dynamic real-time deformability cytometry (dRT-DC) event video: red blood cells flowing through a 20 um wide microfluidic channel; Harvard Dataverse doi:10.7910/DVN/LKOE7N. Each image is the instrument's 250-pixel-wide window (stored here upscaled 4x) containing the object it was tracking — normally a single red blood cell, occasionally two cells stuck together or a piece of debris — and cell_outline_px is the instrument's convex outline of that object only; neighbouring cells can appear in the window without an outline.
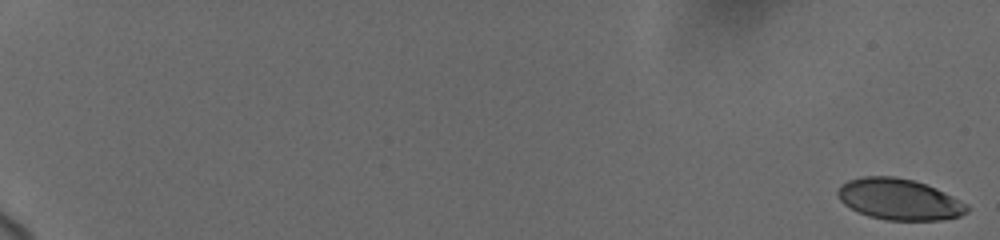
{"species": "human", "species_latin": "Homo sapiens", "temperature_condition": "cold", "stored_images_in_passage": 32, "camera_frame_rate_fps": 3000, "um_per_image_px": 0.085, "donor": {"sex": "female"}, "frame": {"image": 1, "passage_image": 1, "time_ms": 0.0, "image_size_px": [1000, 240], "cell_outline_px": [[968, 212], [960, 216], [940, 220], [884, 220], [868, 216], [856, 212], [844, 204], [840, 200], [836, 192], [840, 184], [848, 180], [864, 176], [896, 176], [912, 180], [936, 188], [968, 204]], "centroid_in_image_um": [76.4, 16.94], "position_along_channel_um": 8.6, "area_um2": 31.15}}
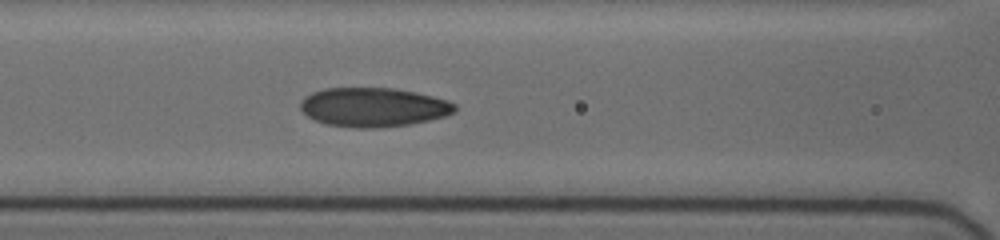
{"frame": {"image": 2, "passage_image": 22, "time_ms": 9.667, "image_size_px": [1000, 240], "cell_outline_px": [[456, 112], [444, 116], [428, 120], [408, 124], [376, 128], [356, 128], [328, 124], [316, 120], [308, 116], [300, 108], [300, 104], [304, 96], [312, 92], [324, 88], [392, 88], [432, 96], [448, 100], [456, 104]], "centroid_in_image_um": [31.73, 9.11], "position_along_channel_um": 134.9, "area_um2": 34.97}}
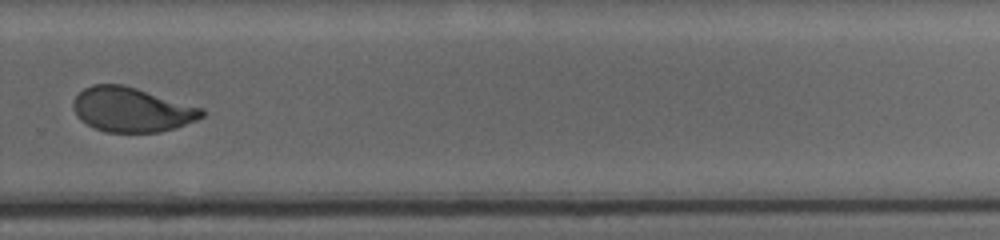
{"frame": {"image": 3, "passage_image": 32, "time_ms": 14.667, "image_size_px": [1000, 240], "cell_outline_px": [[204, 116], [196, 120], [176, 128], [160, 132], [108, 132], [96, 128], [80, 120], [76, 116], [72, 108], [72, 104], [76, 96], [84, 88], [92, 84], [124, 84], [204, 108]], "centroid_in_image_um": [11.2, 9.31], "position_along_channel_um": 318.6, "area_um2": 33.52}}